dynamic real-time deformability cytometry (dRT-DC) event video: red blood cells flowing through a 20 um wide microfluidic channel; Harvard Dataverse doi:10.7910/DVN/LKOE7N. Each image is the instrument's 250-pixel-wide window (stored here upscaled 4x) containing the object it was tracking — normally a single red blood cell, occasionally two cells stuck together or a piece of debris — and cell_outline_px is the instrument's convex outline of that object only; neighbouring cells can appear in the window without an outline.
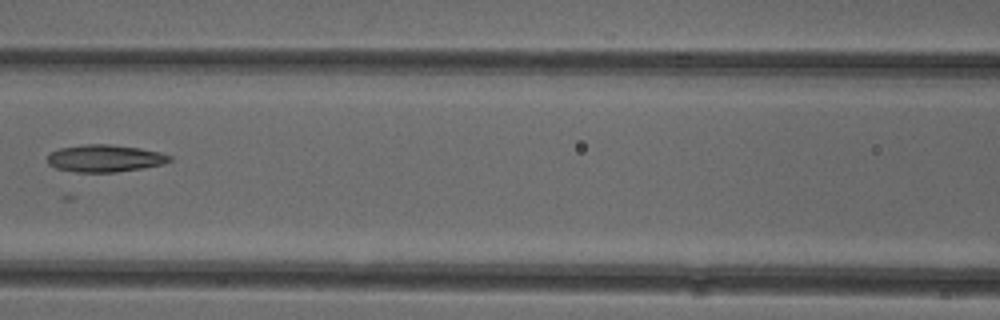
{"species": "common noctule bat (a hibernating species)", "species_latin": "Nyctalus noctula", "temperature_condition": "cold", "stored_images_in_passage": 6, "camera_frame_rate_fps": 3000, "um_per_image_px": 0.085, "animal": {"sex": "female"}, "frame": {"image": 1, "passage_image": 6, "time_ms": 6.667, "image_size_px": [1000, 320], "cell_outline_px": [[172, 160], [164, 164], [144, 168], [116, 172], [76, 172], [56, 168], [48, 164], [48, 156], [52, 152], [60, 148], [84, 144], [112, 144], [140, 148], [160, 152], [172, 156]], "centroid_in_image_um": [8.95, 13.46], "position_along_channel_um": 157.6, "area_um2": 19.48}}